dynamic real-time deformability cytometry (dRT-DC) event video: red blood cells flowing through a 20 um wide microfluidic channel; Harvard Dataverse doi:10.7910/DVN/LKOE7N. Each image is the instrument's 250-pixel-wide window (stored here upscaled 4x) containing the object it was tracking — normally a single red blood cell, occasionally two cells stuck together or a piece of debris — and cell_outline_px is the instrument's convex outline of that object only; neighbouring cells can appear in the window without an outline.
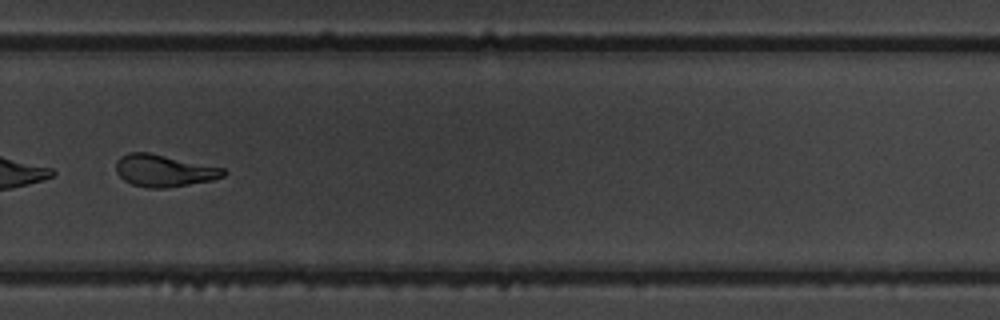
{"species": "common noctule bat (a hibernating species)", "species_latin": "Nyctalus noctula", "temperature_condition": "warm", "stored_images_in_passage": 37, "camera_frame_rate_fps": 3000, "um_per_image_px": 0.085, "animal": {"sex": "male", "body_mass_g": 19.5, "forearm_length_mm": 54.6}, "frame": {"image": 1, "passage_image": 22, "time_ms": 7.0, "image_size_px": [1000, 320], "cell_outline_px": [[228, 172], [224, 176], [212, 180], [164, 188], [148, 188], [132, 184], [124, 180], [116, 172], [116, 160], [120, 156], [128, 152], [148, 152], [224, 168]], "centroid_in_image_um": [13.92, 14.5], "position_along_channel_um": 315.9, "area_um2": 20.0}, "authors_computed_cell_mechanics": {"area_um2": 20.6346, "velocity_mm_per_s": 3.7909, "shape_relaxation_time_tau1_ms": 3.8252, "shape_relaxation_time_tau2_ms": 2.2714, "deformation_change_tau1": 0.1728, "deformation_change_tau2": 0.116}}